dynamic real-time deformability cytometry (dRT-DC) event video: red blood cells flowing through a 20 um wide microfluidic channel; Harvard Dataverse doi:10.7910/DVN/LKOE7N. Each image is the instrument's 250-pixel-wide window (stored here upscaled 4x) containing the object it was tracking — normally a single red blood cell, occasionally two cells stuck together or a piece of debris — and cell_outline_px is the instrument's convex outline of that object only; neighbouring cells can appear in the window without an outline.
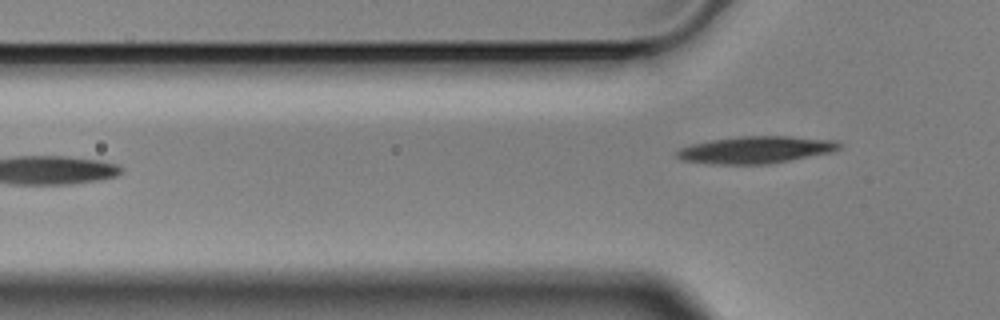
{"species": "Egyptian fruit bat (a non-hibernating species)", "species_latin": "Rousettus aegyptiacus", "temperature_condition": "cold", "stored_images_in_passage": 5, "camera_frame_rate_fps": 3000, "um_per_image_px": 0.085, "animal": {"sex": "male"}, "frame": {"image": 1, "passage_image": 5, "time_ms": 1.333, "image_size_px": [1000, 320], "cell_outline_px": [[840, 148], [832, 152], [768, 164], [716, 164], [680, 160], [676, 156], [676, 152], [680, 148], [692, 144], [712, 140], [740, 136], [788, 136], [836, 140], [840, 144]], "centroid_in_image_um": [64.23, 12.73], "position_along_channel_um": 61.6, "area_um2": 25.49}}